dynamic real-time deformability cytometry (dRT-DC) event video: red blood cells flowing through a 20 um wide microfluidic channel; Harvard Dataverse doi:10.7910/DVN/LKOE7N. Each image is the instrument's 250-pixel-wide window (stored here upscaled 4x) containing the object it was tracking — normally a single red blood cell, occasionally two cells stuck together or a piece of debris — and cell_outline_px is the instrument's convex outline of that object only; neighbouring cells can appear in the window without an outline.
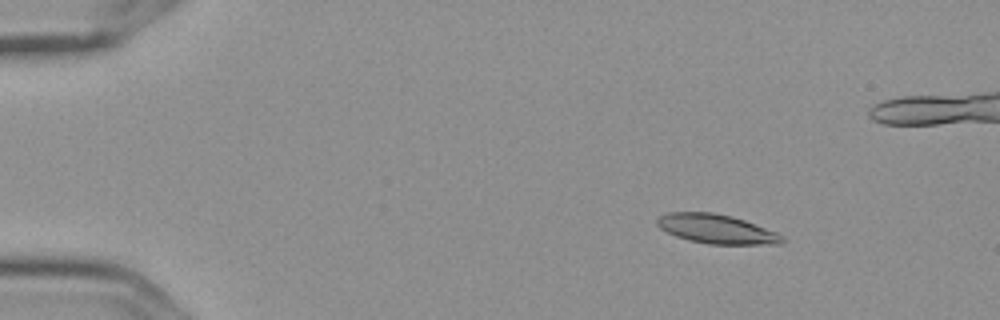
{"species": "Egyptian fruit bat (a non-hibernating species)", "species_latin": "Rousettus aegyptiacus", "temperature_condition": "cold", "stored_images_in_passage": 8, "segment_of_instrument_passage": [1, 2], "camera_frame_rate_fps": 3000, "um_per_image_px": 0.085, "frame": {"image": 1, "passage_image": 2, "time_ms": 0.333, "image_size_px": [1000, 320], "cell_outline_px": [[784, 240], [780, 244], [708, 244], [688, 240], [676, 236], [660, 228], [656, 224], [656, 220], [660, 216], [668, 212], [712, 212], [732, 216], [744, 220], [776, 232], [784, 236]], "centroid_in_image_um": [60.89, 19.46], "position_along_channel_um": 24.1, "area_um2": 21.21}}
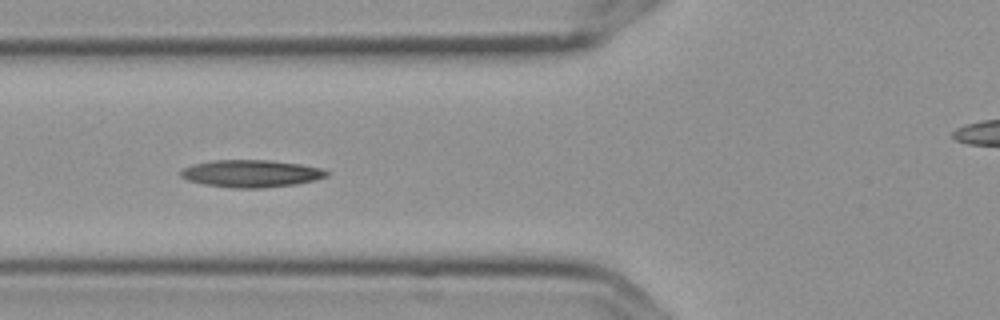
{"frame": {"image": 2, "passage_image": 6, "time_ms": 1.667, "image_size_px": [1000, 320], "cell_outline_px": [[328, 176], [296, 184], [264, 188], [232, 188], [204, 184], [188, 180], [180, 176], [180, 172], [184, 168], [192, 164], [212, 160], [272, 160], [300, 164], [320, 168], [328, 172]], "centroid_in_image_um": [21.32, 14.75], "position_along_channel_um": 104.5, "area_um2": 23.18}}
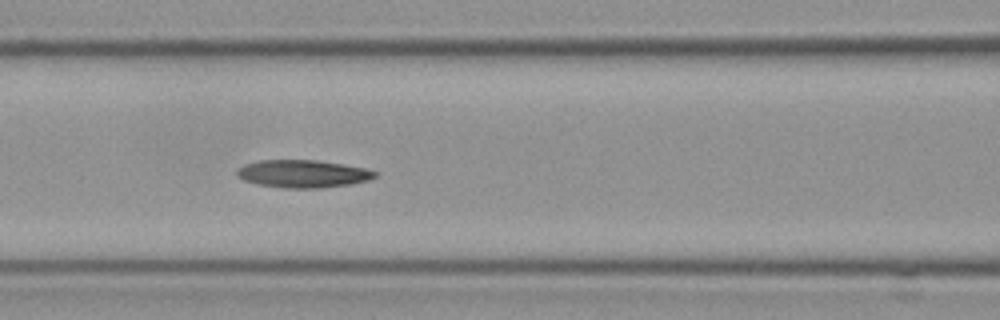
{"frame": {"image": 3, "passage_image": 7, "time_ms": 2.0, "image_size_px": [1000, 320], "cell_outline_px": [[376, 176], [368, 180], [352, 184], [320, 188], [284, 188], [256, 184], [244, 180], [236, 176], [236, 172], [244, 164], [260, 160], [316, 160], [344, 164], [364, 168], [376, 172]], "centroid_in_image_um": [25.73, 14.77], "position_along_channel_um": 140.9, "area_um2": 22.25}}